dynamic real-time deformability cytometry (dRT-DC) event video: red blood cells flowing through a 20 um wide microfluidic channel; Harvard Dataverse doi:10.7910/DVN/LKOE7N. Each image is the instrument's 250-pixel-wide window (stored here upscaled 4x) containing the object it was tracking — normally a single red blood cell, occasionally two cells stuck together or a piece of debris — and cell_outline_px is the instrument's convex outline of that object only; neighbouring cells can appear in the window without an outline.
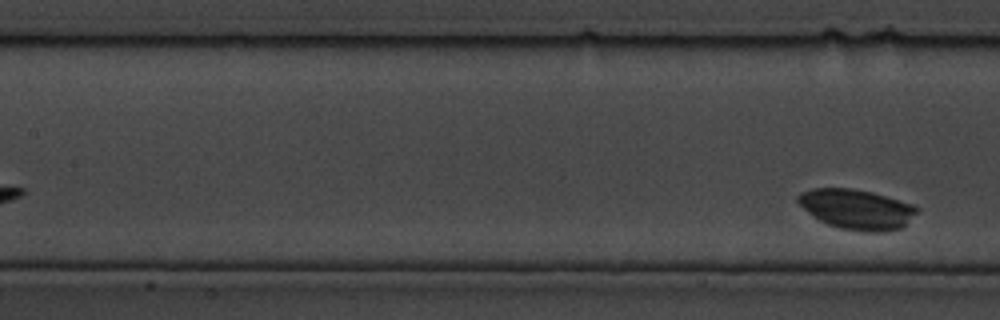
{"species": "common noctule bat (a hibernating species)", "species_latin": "Nyctalus noctula", "temperature_condition": "cold", "stored_images_in_passage": 9, "segment_of_instrument_passage": [2, 2], "camera_frame_rate_fps": 3000, "um_per_image_px": 0.085, "animal": {"sex": "male", "body_mass_g": 19.5, "forearm_length_mm": 54.6}, "frame": {"image": 1, "passage_image": 9, "time_ms": 2.667, "image_size_px": [1000, 320], "cell_outline_px": [[920, 208], [900, 228], [884, 232], [864, 232], [840, 228], [828, 224], [820, 220], [808, 212], [796, 200], [796, 196], [800, 192], [812, 188], [852, 188], [872, 192], [912, 204]], "centroid_in_image_um": [72.79, 17.77], "position_along_channel_um": 134.6, "area_um2": 27.51}}